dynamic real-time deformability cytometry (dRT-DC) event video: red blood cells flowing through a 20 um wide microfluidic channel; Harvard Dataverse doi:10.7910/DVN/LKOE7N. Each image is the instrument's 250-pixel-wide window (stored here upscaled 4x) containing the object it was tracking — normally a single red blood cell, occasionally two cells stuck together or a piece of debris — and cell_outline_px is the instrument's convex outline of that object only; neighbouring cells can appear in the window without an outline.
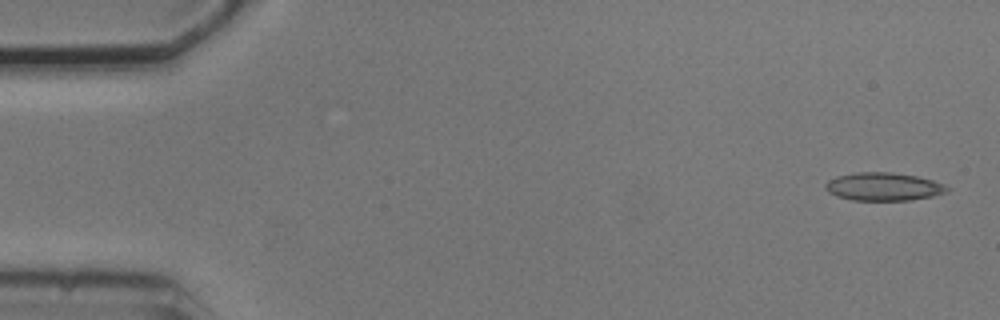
{"species": "common noctule bat (a hibernating species)", "species_latin": "Nyctalus noctula", "temperature_condition": "cold", "stored_images_in_passage": 37, "camera_frame_rate_fps": 3000, "um_per_image_px": 0.085, "animal": {"sex": "male", "body_mass_g": 20.5, "forearm_length_mm": 52.5}, "frame": {"image": 1, "passage_image": 1, "time_ms": 0.0, "image_size_px": [1000, 320], "cell_outline_px": [[952, 188], [948, 192], [932, 196], [912, 200], [852, 200], [836, 196], [828, 192], [824, 188], [824, 184], [828, 180], [836, 176], [856, 172], [892, 172], [916, 176], [932, 180], [944, 184]], "centroid_in_image_um": [75.09, 15.86], "position_along_channel_um": 9.9, "area_um2": 20.11}}
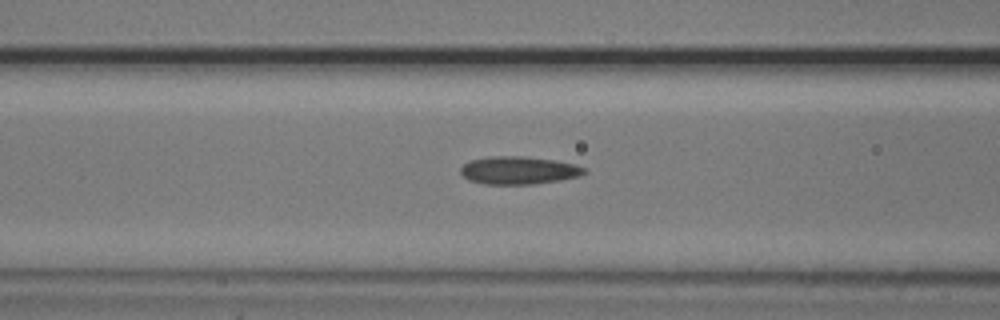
{"frame": {"image": 2, "passage_image": 20, "time_ms": 6.333, "image_size_px": [1000, 320], "cell_outline_px": [[588, 172], [580, 176], [560, 180], [532, 184], [484, 184], [468, 180], [460, 172], [460, 168], [464, 164], [472, 160], [488, 156], [524, 156], [556, 160], [576, 164], [584, 168]], "centroid_in_image_um": [44.1, 14.47], "position_along_channel_um": 122.5, "area_um2": 20.17}}
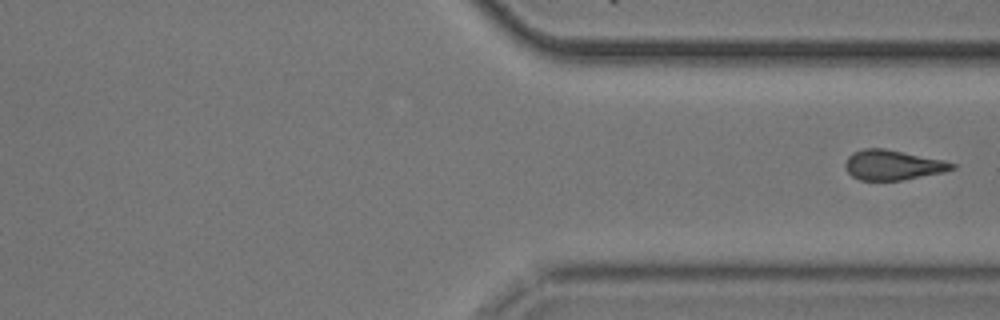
{"frame": {"image": 3, "passage_image": 37, "time_ms": 12.0, "image_size_px": [1000, 320], "cell_outline_px": [[956, 168], [944, 172], [900, 180], [860, 180], [852, 176], [848, 172], [844, 164], [848, 156], [852, 152], [864, 148], [884, 148], [940, 160], [956, 164]], "centroid_in_image_um": [75.84, 14.02], "position_along_channel_um": 335.6, "area_um2": 18.38}}